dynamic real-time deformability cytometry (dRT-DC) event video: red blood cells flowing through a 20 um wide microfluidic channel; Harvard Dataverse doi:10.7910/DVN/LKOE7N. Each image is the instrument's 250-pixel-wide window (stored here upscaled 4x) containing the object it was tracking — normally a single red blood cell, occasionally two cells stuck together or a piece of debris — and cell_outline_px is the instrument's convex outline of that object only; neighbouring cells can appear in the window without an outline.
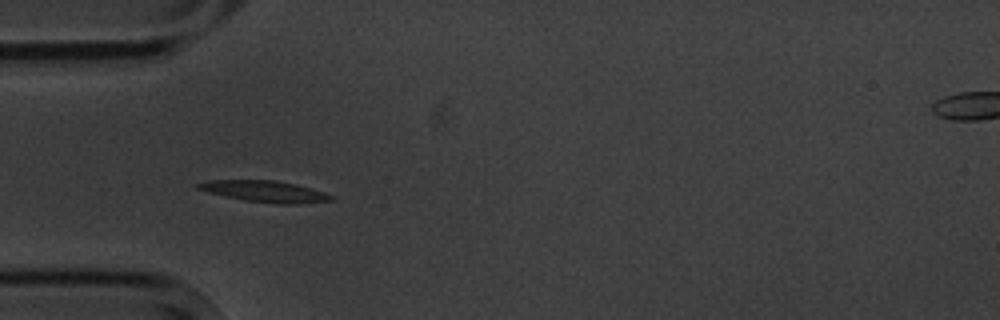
{"species": "common noctule bat (a hibernating species)", "species_latin": "Nyctalus noctula", "temperature_condition": "cold", "stored_images_in_passage": 6, "camera_frame_rate_fps": 3000, "um_per_image_px": 0.085, "animal": {"sex": "male", "body_mass_g": 20.1, "forearm_length_mm": 53.5}, "frame": {"image": 1, "passage_image": 5, "time_ms": 4.667, "image_size_px": [1000, 320], "cell_outline_px": [[332, 200], [296, 204], [280, 204], [244, 200], [224, 196], [208, 192], [196, 188], [196, 184], [212, 180], [272, 180], [296, 184], [324, 192], [332, 196]], "centroid_in_image_um": [22.49, 16.27], "position_along_channel_um": 62.5, "area_um2": 16.3}}
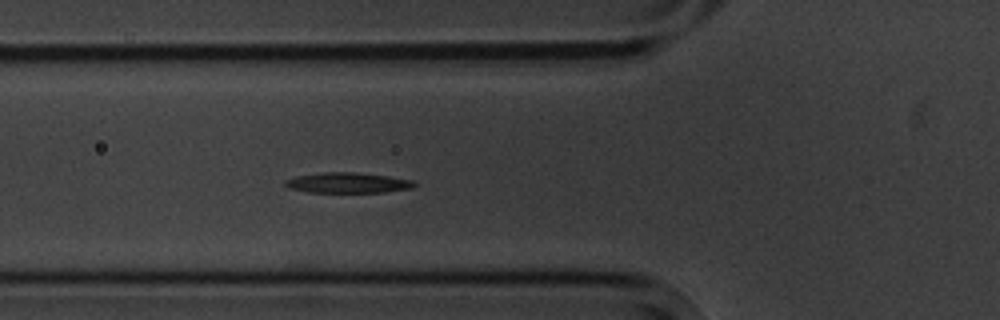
{"frame": {"image": 2, "passage_image": 6, "time_ms": 5.667, "image_size_px": [1000, 320], "cell_outline_px": [[416, 184], [412, 188], [384, 192], [308, 192], [288, 188], [284, 184], [284, 180], [296, 176], [320, 172], [356, 172], [388, 176], [416, 180]], "centroid_in_image_um": [29.56, 15.53], "position_along_channel_um": 96.2, "area_um2": 15.49}}